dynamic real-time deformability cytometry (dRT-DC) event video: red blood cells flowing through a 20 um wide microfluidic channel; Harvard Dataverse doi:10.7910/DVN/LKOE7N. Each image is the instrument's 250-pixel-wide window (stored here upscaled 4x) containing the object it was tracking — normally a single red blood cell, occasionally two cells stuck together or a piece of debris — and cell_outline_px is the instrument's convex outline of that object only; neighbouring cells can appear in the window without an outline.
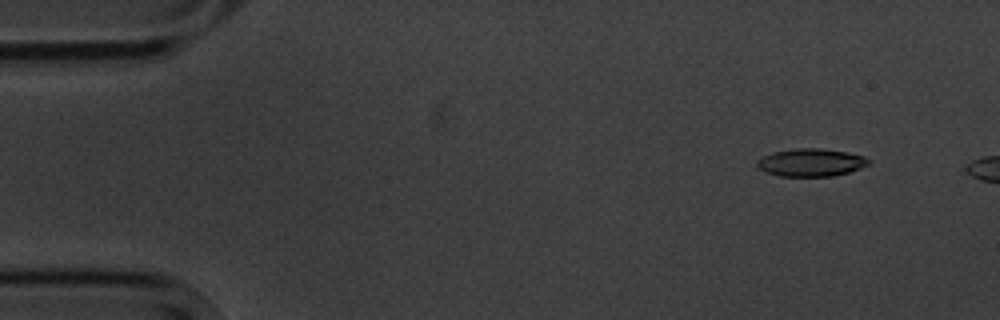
{"species": "common noctule bat (a hibernating species)", "species_latin": "Nyctalus noctula", "temperature_condition": "cold", "stored_images_in_passage": 4, "camera_frame_rate_fps": 3000, "um_per_image_px": 0.085, "animal": {"sex": "male", "body_mass_g": 20.1, "forearm_length_mm": 53.5}, "frame": {"image": 1, "passage_image": 2, "time_ms": 1.333, "image_size_px": [1000, 320], "cell_outline_px": [[872, 164], [848, 172], [832, 176], [780, 176], [768, 172], [760, 168], [756, 164], [756, 160], [760, 156], [772, 152], [796, 148], [820, 148], [848, 152], [864, 156], [872, 160]], "centroid_in_image_um": [68.96, 13.8], "position_along_channel_um": 16.0, "area_um2": 18.21}}